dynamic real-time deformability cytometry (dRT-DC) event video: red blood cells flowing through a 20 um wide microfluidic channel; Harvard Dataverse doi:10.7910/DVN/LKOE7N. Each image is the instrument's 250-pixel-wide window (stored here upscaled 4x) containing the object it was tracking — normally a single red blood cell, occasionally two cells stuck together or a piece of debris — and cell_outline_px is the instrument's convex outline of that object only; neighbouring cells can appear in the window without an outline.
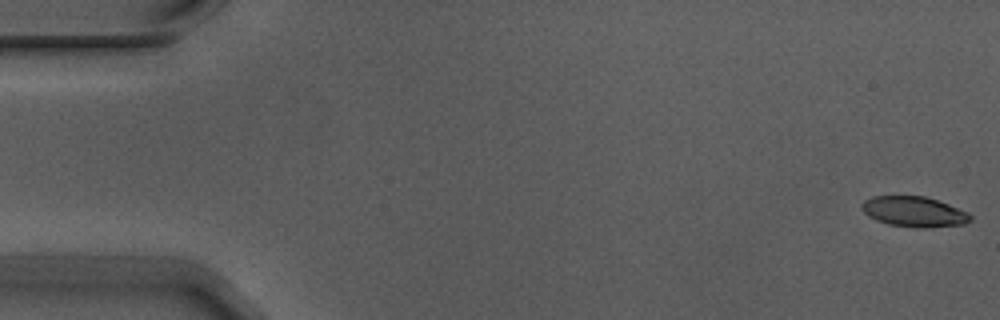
{"species": "Egyptian fruit bat (a non-hibernating species)", "species_latin": "Rousettus aegyptiacus", "temperature_condition": "warm", "stored_images_in_passage": 7, "camera_frame_rate_fps": 3000, "um_per_image_px": 0.085, "animal": {"sex": "male"}, "frame": {"image": 1, "passage_image": 1, "time_ms": 0.0, "image_size_px": [1000, 320], "cell_outline_px": [[972, 220], [964, 224], [928, 228], [916, 228], [888, 224], [876, 220], [868, 216], [860, 208], [860, 204], [864, 200], [872, 196], [924, 196], [948, 204], [968, 212], [972, 216]], "centroid_in_image_um": [77.68, 18.0], "position_along_channel_um": 7.3, "area_um2": 19.36}}
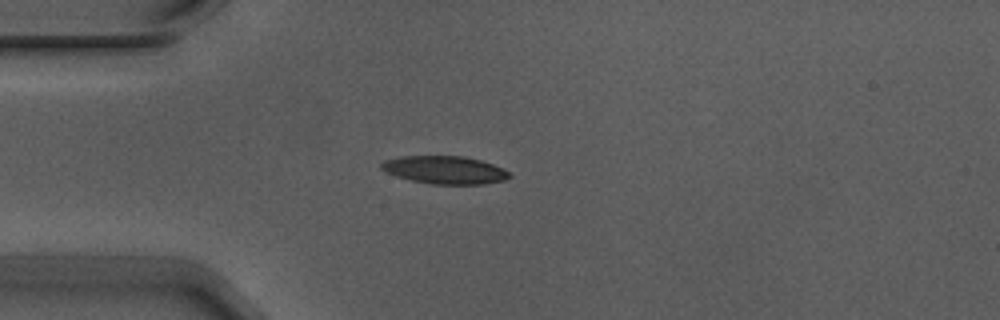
{"frame": {"image": 2, "passage_image": 5, "time_ms": 1.333, "image_size_px": [1000, 320], "cell_outline_px": [[512, 176], [504, 180], [484, 184], [432, 184], [412, 180], [396, 176], [384, 172], [380, 168], [380, 164], [384, 160], [400, 156], [464, 156], [480, 160], [492, 164], [508, 172]], "centroid_in_image_um": [37.76, 14.44], "position_along_channel_um": 47.2, "area_um2": 20.75}}